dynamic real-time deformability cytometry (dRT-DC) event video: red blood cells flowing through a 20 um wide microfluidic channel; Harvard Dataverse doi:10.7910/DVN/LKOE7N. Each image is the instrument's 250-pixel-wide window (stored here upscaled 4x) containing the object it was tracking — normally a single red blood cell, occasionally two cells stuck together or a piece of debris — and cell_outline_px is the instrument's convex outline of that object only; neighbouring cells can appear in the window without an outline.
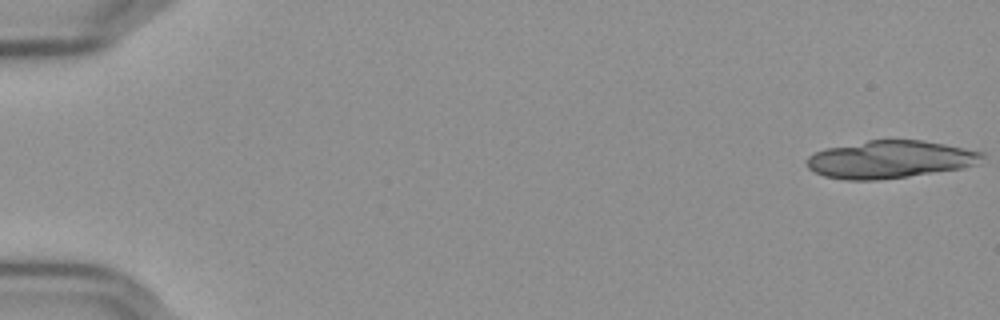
{"species": "Egyptian fruit bat (a non-hibernating species)", "species_latin": "Rousettus aegyptiacus", "temperature_condition": "cold", "stored_images_in_passage": 37, "camera_frame_rate_fps": 3000, "um_per_image_px": 0.085, "frame": {"image": 1, "passage_image": 1, "time_ms": 0.0, "image_size_px": [1000, 320], "cell_outline_px": [[984, 156], [972, 164], [964, 168], [908, 176], [876, 180], [844, 180], [824, 176], [808, 168], [808, 156], [816, 152], [828, 148], [868, 140], [920, 140], [944, 144], [984, 152]], "centroid_in_image_um": [75.63, 13.55], "position_along_channel_um": 9.4, "area_um2": 37.92}}